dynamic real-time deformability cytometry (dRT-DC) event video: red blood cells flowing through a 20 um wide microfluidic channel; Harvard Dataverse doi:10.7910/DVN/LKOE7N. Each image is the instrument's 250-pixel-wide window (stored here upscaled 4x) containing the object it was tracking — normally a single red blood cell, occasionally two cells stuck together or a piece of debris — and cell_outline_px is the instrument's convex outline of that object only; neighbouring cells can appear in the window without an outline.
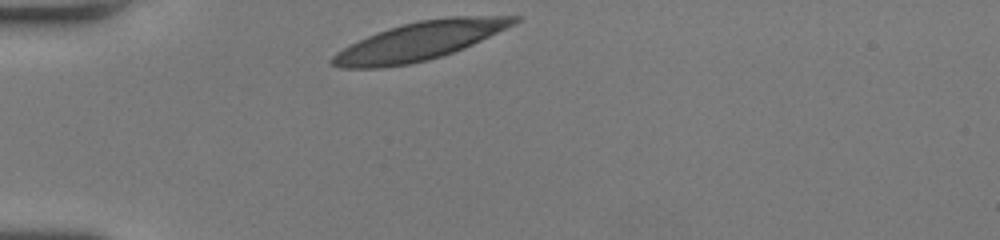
{"species": "human", "species_latin": "Homo sapiens", "temperature_condition": "room temperature", "stored_images_in_passage": 29, "camera_frame_rate_fps": 3000, "um_per_image_px": 0.085, "donor": {"sex": "female"}, "frame": {"image": 1, "passage_image": 1, "time_ms": 0.0, "image_size_px": [1000, 240], "cell_outline_px": [[520, 20], [516, 24], [464, 48], [428, 60], [408, 64], [380, 68], [340, 68], [332, 64], [328, 60], [336, 52], [376, 32], [388, 28], [420, 20], [448, 16], [520, 16]], "centroid_in_image_um": [35.68, 3.49], "position_along_channel_um": 49.3, "area_um2": 40.29}}
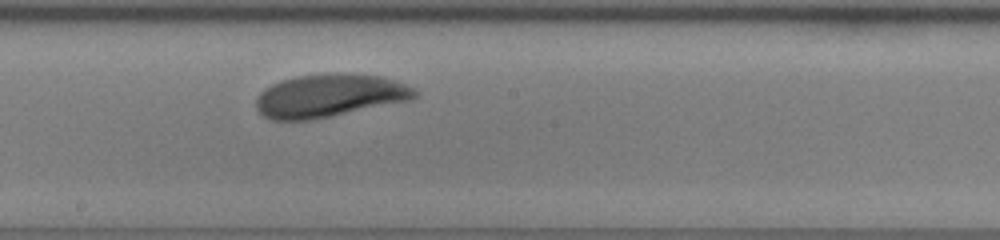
{"frame": {"image": 2, "passage_image": 16, "time_ms": 5.0, "image_size_px": [1000, 240], "cell_outline_px": [[420, 92], [412, 100], [332, 116], [308, 120], [272, 120], [264, 116], [256, 108], [256, 96], [264, 88], [280, 80], [296, 76], [384, 76], [416, 88]], "centroid_in_image_um": [28.0, 8.17], "position_along_channel_um": 220.2, "area_um2": 39.02}}
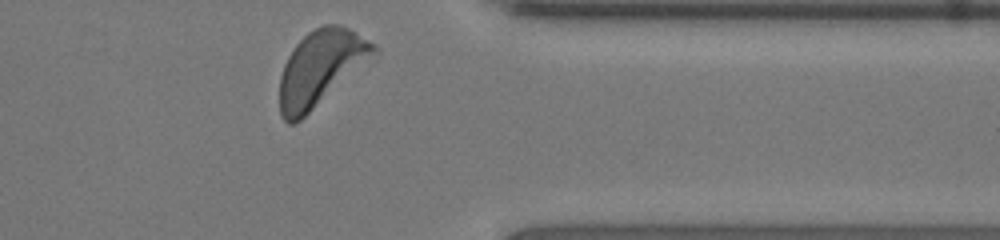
{"frame": {"image": 3, "passage_image": 29, "time_ms": 9.333, "image_size_px": [1000, 240], "cell_outline_px": [[380, 52], [300, 120], [292, 124], [288, 124], [280, 116], [280, 76], [284, 64], [288, 56], [296, 44], [308, 32], [324, 24], [340, 24], [348, 28], [376, 44], [380, 48]], "centroid_in_image_um": [27.28, 5.77], "position_along_channel_um": 384.1, "area_um2": 41.21}, "authors_computed_cell_mechanics": {"area_um2": 39.7086, "velocity_mm_per_s": 3.9362, "shape_relaxation_time_tau1_ms": 3.268, "shape_relaxation_time_tau2_ms": null, "deformation_change_tau1": 0.1574, "deformation_change_tau2": null}}